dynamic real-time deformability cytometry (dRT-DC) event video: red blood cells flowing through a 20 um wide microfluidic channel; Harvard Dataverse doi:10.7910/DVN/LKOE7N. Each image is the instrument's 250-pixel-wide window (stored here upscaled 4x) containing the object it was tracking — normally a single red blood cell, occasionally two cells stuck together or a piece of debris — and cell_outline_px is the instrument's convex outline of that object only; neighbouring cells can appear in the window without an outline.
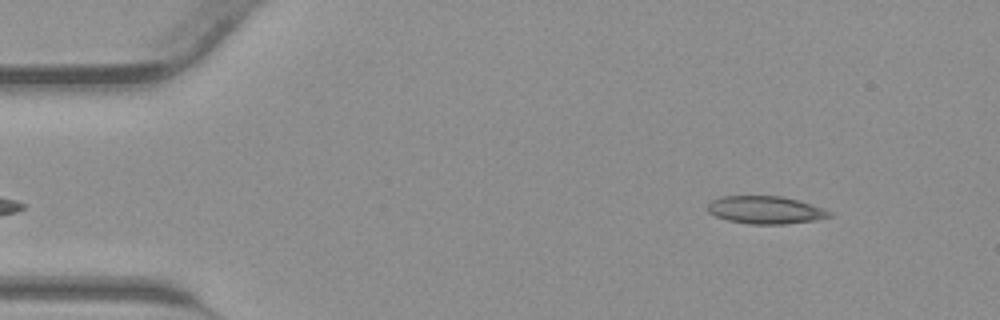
{"species": "common noctule bat (a hibernating species)", "species_latin": "Nyctalus noctula", "temperature_condition": "warm", "stored_images_in_passage": 40, "camera_frame_rate_fps": 3000, "um_per_image_px": 0.085, "animal": {"sex": "male", "body_mass_g": 23.1, "forearm_length_mm": 52.7}, "frame": {"image": 1, "passage_image": 2, "time_ms": 0.333, "image_size_px": [1000, 320], "cell_outline_px": [[832, 216], [816, 220], [784, 224], [748, 224], [728, 220], [716, 216], [708, 212], [708, 204], [712, 200], [720, 196], [780, 196], [800, 200], [824, 208], [832, 212]], "centroid_in_image_um": [65.09, 17.84], "position_along_channel_um": 19.9, "area_um2": 19.77}}
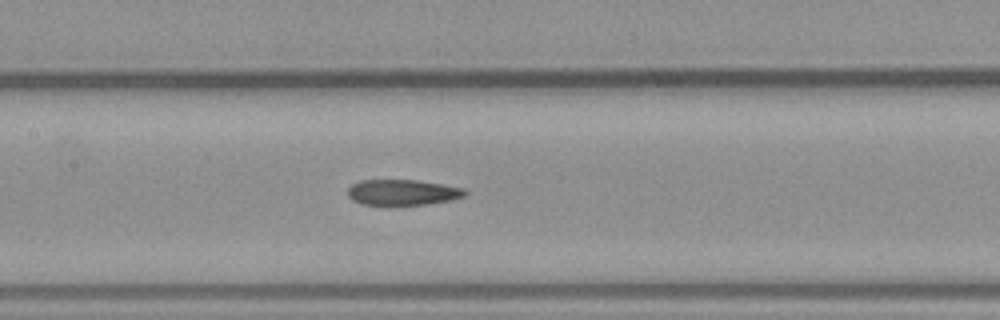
{"frame": {"image": 2, "passage_image": 17, "time_ms": 5.333, "image_size_px": [1000, 320], "cell_outline_px": [[468, 196], [452, 200], [428, 204], [360, 204], [352, 200], [348, 196], [348, 188], [352, 184], [360, 180], [416, 180], [444, 184], [464, 188], [468, 192]], "centroid_in_image_um": [34.27, 16.34], "position_along_channel_um": 173.1, "area_um2": 17.63}}
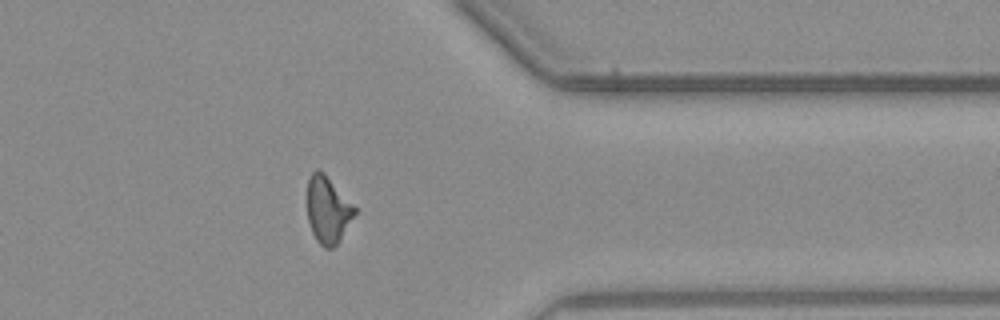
{"frame": {"image": 3, "passage_image": 31, "time_ms": 10.0, "image_size_px": [1000, 320], "cell_outline_px": [[356, 212], [340, 240], [332, 248], [324, 248], [316, 240], [312, 232], [308, 220], [308, 180], [312, 172], [316, 168], [324, 172], [356, 208]], "centroid_in_image_um": [27.86, 17.83], "position_along_channel_um": 383.5, "area_um2": 18.26}}